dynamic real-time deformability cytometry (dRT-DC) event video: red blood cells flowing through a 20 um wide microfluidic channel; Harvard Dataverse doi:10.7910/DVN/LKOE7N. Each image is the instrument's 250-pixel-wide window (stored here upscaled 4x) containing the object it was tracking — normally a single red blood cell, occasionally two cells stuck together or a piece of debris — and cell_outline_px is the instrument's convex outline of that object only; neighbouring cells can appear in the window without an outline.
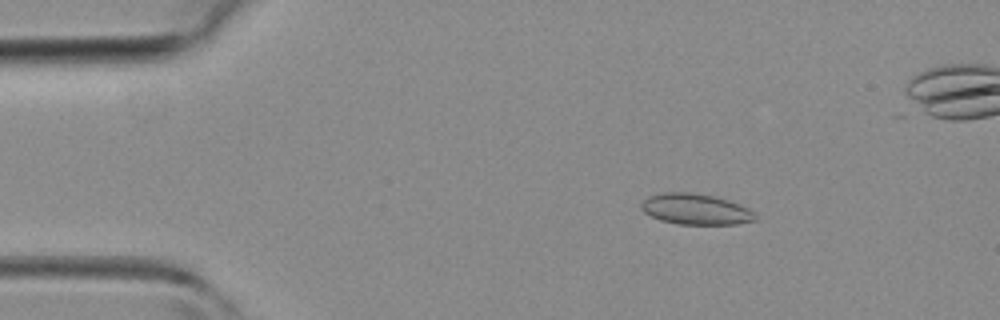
{"species": "common noctule bat (a hibernating species)", "species_latin": "Nyctalus noctula", "temperature_condition": "room temperature", "stored_images_in_passage": 37, "camera_frame_rate_fps": 3000, "um_per_image_px": 0.085, "animal": {"sex": "female", "body_mass_g": 19.3, "forearm_length_mm": 54.1}, "frame": {"image": 1, "passage_image": 6, "time_ms": 1.667, "image_size_px": [1000, 320], "cell_outline_px": [[756, 220], [736, 224], [676, 224], [660, 220], [644, 212], [640, 208], [640, 204], [648, 196], [664, 192], [692, 192], [712, 196], [728, 200], [740, 204], [748, 208], [756, 216]], "centroid_in_image_um": [59.1, 17.78], "position_along_channel_um": 25.9, "area_um2": 20.46}}
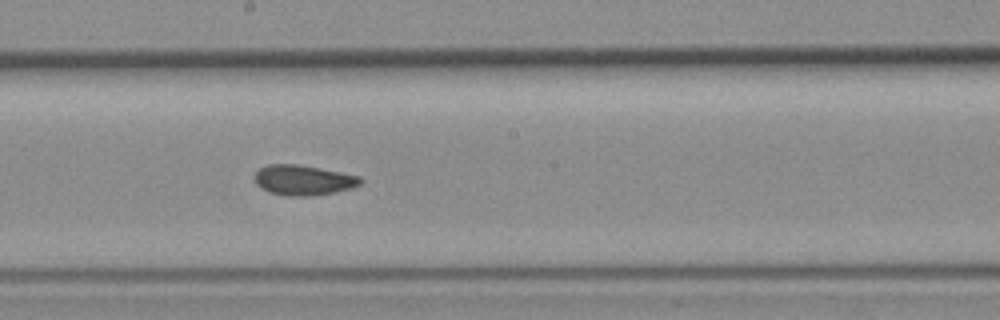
{"frame": {"image": 2, "passage_image": 22, "time_ms": 7.0, "image_size_px": [1000, 320], "cell_outline_px": [[364, 180], [360, 184], [352, 188], [336, 192], [312, 196], [284, 196], [268, 192], [260, 188], [256, 184], [256, 172], [260, 168], [268, 164], [296, 164], [320, 168], [360, 176]], "centroid_in_image_um": [25.79, 15.32], "position_along_channel_um": 222.4, "area_um2": 18.73}}
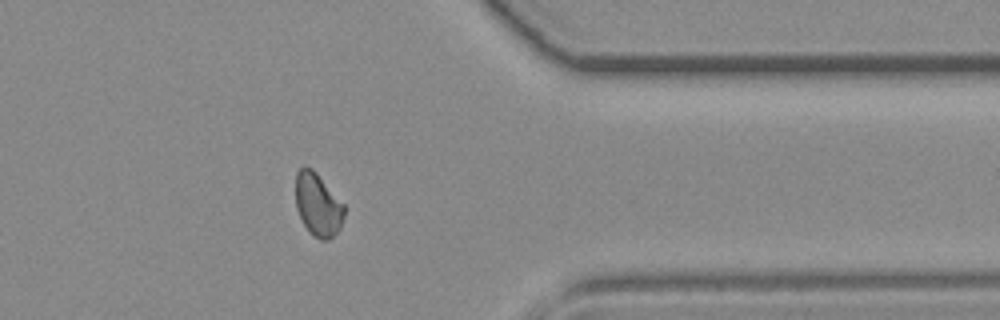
{"frame": {"image": 3, "passage_image": 33, "time_ms": 10.667, "image_size_px": [1000, 320], "cell_outline_px": [[344, 216], [340, 228], [328, 240], [320, 240], [308, 232], [296, 208], [296, 172], [304, 164], [312, 168], [316, 172], [344, 204]], "centroid_in_image_um": [27.01, 17.38], "position_along_channel_um": 384.4, "area_um2": 17.86}}